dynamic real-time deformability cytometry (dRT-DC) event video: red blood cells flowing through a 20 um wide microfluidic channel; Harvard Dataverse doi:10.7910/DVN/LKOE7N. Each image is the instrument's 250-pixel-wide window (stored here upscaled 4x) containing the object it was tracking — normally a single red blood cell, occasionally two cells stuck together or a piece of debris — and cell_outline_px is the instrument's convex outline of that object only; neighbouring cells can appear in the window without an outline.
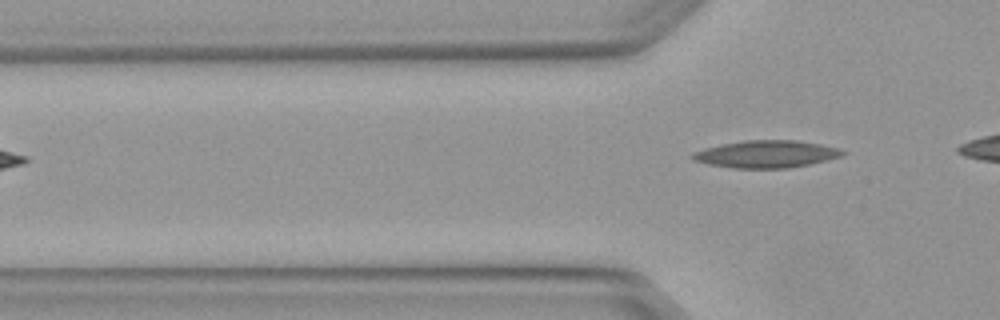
{"species": "Egyptian fruit bat (a non-hibernating species)", "species_latin": "Rousettus aegyptiacus", "temperature_condition": "warm", "stored_images_in_passage": 2, "camera_frame_rate_fps": 3000, "um_per_image_px": 0.085, "animal": {"sex": "female"}, "frame": {"image": 1, "passage_image": 2, "time_ms": 0.333, "image_size_px": [1000, 320], "cell_outline_px": [[844, 152], [840, 156], [808, 164], [788, 168], [732, 168], [708, 164], [692, 160], [688, 156], [692, 152], [704, 148], [720, 144], [744, 140], [796, 140], [820, 144], [836, 148]], "centroid_in_image_um": [65.01, 13.09], "position_along_channel_um": 60.8, "area_um2": 23.76}}